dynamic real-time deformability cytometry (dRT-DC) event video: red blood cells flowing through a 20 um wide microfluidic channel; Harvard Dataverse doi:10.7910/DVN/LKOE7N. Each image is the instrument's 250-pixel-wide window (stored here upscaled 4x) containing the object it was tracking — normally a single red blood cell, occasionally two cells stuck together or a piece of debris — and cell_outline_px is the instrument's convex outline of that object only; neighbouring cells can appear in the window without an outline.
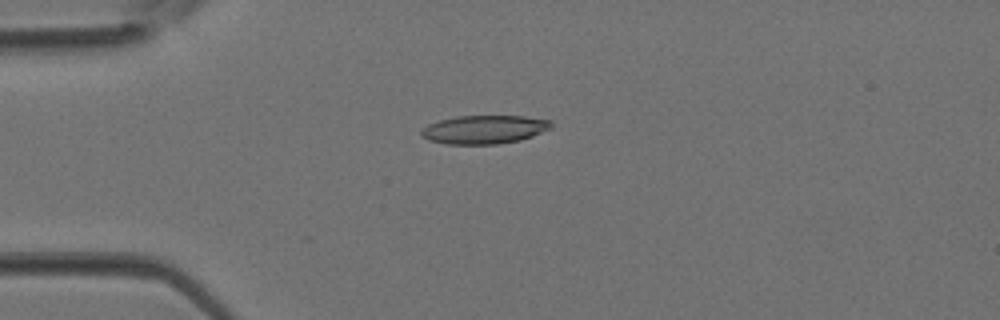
{"species": "Egyptian fruit bat (a non-hibernating species)", "species_latin": "Rousettus aegyptiacus", "temperature_condition": "room temperature", "stored_images_in_passage": 4, "camera_frame_rate_fps": 3000, "um_per_image_px": 0.085, "animal": {"sex": "female"}, "frame": {"image": 1, "passage_image": 4, "time_ms": 1.0, "image_size_px": [1000, 320], "cell_outline_px": [[552, 128], [532, 136], [520, 140], [496, 144], [444, 144], [428, 140], [420, 136], [420, 132], [428, 124], [440, 120], [456, 116], [524, 116], [552, 120]], "centroid_in_image_um": [41.16, 11.01], "position_along_channel_um": 43.8, "area_um2": 21.68}}